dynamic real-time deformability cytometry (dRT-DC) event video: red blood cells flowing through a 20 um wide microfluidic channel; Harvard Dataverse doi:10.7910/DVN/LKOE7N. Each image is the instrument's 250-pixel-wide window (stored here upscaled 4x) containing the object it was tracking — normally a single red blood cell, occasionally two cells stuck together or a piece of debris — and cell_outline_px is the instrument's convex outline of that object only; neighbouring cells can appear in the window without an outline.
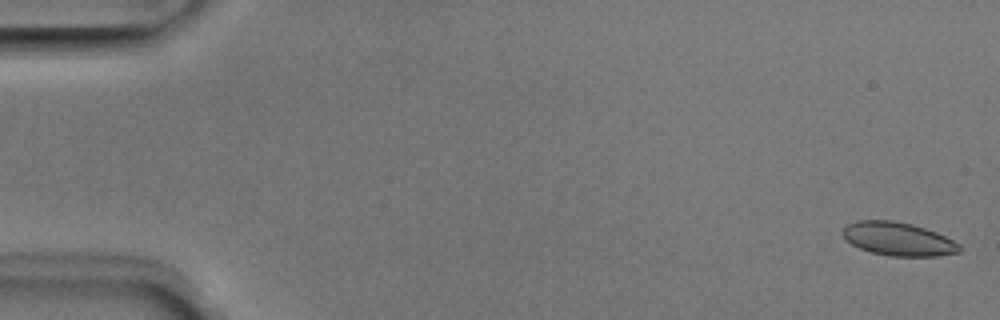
{"species": "Egyptian fruit bat (a non-hibernating species)", "species_latin": "Rousettus aegyptiacus", "temperature_condition": "room temperature", "stored_images_in_passage": 51, "camera_frame_rate_fps": 3000, "um_per_image_px": 0.085, "animal": {"sex": "male"}, "frame": {"image": 1, "passage_image": 1, "time_ms": 0.0, "image_size_px": [1000, 320], "cell_outline_px": [[964, 248], [960, 252], [936, 256], [892, 256], [872, 252], [860, 248], [844, 240], [840, 232], [848, 224], [856, 220], [892, 220], [912, 224], [936, 232], [960, 244]], "centroid_in_image_um": [76.33, 20.31], "position_along_channel_um": 8.7, "area_um2": 22.83}}
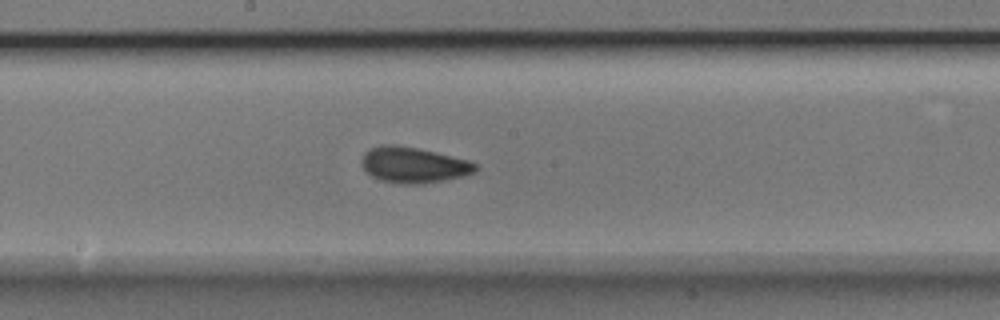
{"frame": {"image": 2, "passage_image": 27, "time_ms": 8.667, "image_size_px": [1000, 320], "cell_outline_px": [[480, 168], [464, 176], [424, 184], [400, 184], [380, 180], [372, 176], [364, 168], [364, 152], [368, 148], [384, 144], [388, 144], [416, 148], [468, 160], [476, 164]], "centroid_in_image_um": [35.16, 14.03], "position_along_channel_um": 213.0, "area_um2": 23.41}}
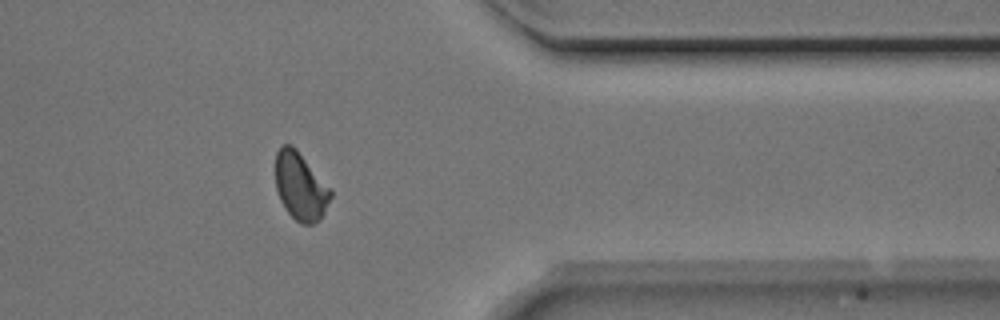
{"frame": {"image": 3, "passage_image": 41, "time_ms": 13.333, "image_size_px": [1000, 320], "cell_outline_px": [[332, 196], [320, 220], [312, 224], [300, 224], [288, 212], [280, 200], [276, 188], [276, 152], [280, 144], [292, 144], [296, 148], [332, 188]], "centroid_in_image_um": [25.55, 15.81], "position_along_channel_um": 385.8, "area_um2": 22.02}, "authors_computed_cell_mechanics": {"area_um2": 22.253, "velocity_mm_per_s": 3.9925, "shape_relaxation_time_tau1_ms": 8.0314, "shape_relaxation_time_tau2_ms": 1.5282, "deformation_change_tau1": 0.1208, "deformation_change_tau2": 0.0467}}